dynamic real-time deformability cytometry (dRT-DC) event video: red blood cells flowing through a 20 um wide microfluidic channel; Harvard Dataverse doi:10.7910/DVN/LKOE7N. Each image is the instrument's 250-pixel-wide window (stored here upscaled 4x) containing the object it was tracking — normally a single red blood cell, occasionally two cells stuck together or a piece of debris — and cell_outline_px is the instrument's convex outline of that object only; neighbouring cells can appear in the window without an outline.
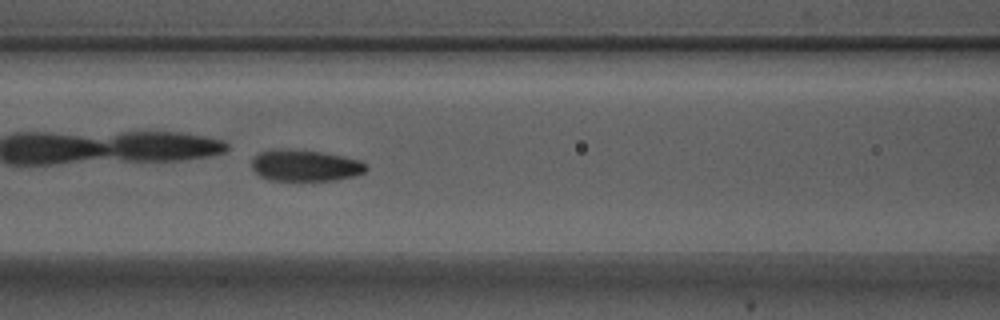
{"species": "Egyptian fruit bat (a non-hibernating species)", "species_latin": "Rousettus aegyptiacus", "temperature_condition": "warm", "stored_images_in_passage": 5, "camera_frame_rate_fps": 3000, "um_per_image_px": 0.085, "animal": {"sex": "male"}, "frame": {"image": 1, "passage_image": 5, "time_ms": 1.333, "image_size_px": [1000, 320], "cell_outline_px": [[368, 168], [364, 172], [352, 176], [336, 180], [268, 180], [260, 176], [252, 168], [252, 156], [260, 152], [272, 148], [288, 148], [324, 152], [360, 160], [368, 164]], "centroid_in_image_um": [25.91, 14.04], "position_along_channel_um": 140.7, "area_um2": 21.27}}